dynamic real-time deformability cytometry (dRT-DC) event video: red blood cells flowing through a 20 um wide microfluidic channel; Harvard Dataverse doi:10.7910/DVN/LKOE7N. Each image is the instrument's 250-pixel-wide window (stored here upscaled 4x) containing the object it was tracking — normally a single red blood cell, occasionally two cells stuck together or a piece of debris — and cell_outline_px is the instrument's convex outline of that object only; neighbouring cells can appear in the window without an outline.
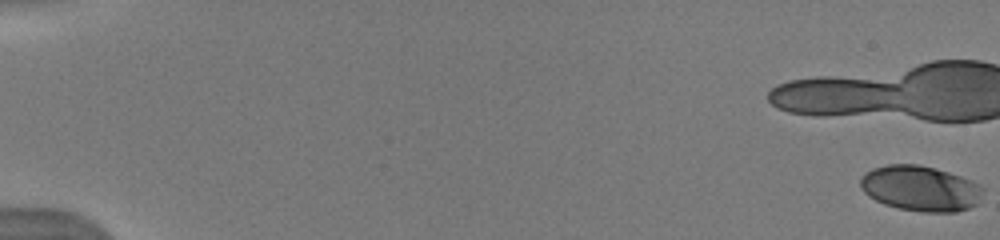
{"species": "human", "species_latin": "Homo sapiens", "temperature_condition": "warm", "stored_images_in_passage": 20, "camera_frame_rate_fps": 3000, "um_per_image_px": 0.085, "donor": {"sex": "male"}, "frame": {"image": 1, "passage_image": 1, "time_ms": 0.0, "image_size_px": [1000, 240], "cell_outline_px": [[984, 192], [976, 204], [968, 208], [956, 212], [920, 212], [896, 208], [884, 204], [868, 196], [860, 188], [860, 176], [864, 172], [872, 168], [888, 164], [920, 164], [948, 172], [972, 180], [980, 184], [984, 188]], "centroid_in_image_um": [78.22, 16.01], "position_along_channel_um": 6.8, "area_um2": 32.83}}